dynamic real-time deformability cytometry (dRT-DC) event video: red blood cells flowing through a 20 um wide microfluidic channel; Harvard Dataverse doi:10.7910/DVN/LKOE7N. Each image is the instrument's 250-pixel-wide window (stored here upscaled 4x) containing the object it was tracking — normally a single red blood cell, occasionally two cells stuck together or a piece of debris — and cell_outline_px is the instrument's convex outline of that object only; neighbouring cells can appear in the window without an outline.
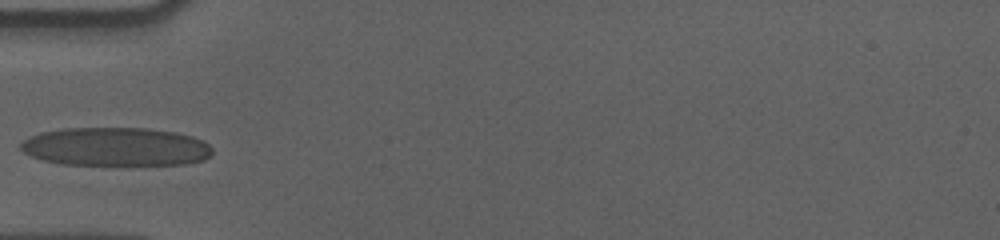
{"species": "human", "species_latin": "Homo sapiens", "temperature_condition": "cold", "stored_images_in_passage": 29, "camera_frame_rate_fps": 3000, "um_per_image_px": 0.085, "donor": {"sex": "male"}, "frame": {"image": 1, "passage_image": 1, "time_ms": 0.0, "image_size_px": [1000, 240], "cell_outline_px": [[212, 152], [204, 160], [188, 164], [116, 168], [64, 164], [44, 160], [32, 156], [24, 152], [20, 148], [20, 144], [28, 136], [40, 132], [64, 128], [148, 128], [176, 132], [192, 136], [204, 140], [212, 148]], "centroid_in_image_um": [9.87, 12.52], "position_along_channel_um": 75.1, "area_um2": 44.8}}
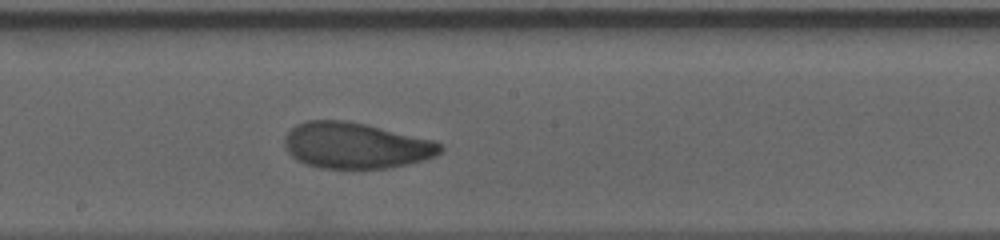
{"frame": {"image": 2, "passage_image": 13, "time_ms": 4.0, "image_size_px": [1000, 240], "cell_outline_px": [[444, 148], [436, 156], [424, 160], [408, 164], [388, 168], [320, 168], [296, 160], [288, 152], [284, 144], [284, 136], [296, 124], [308, 120], [344, 120], [368, 124], [436, 140], [444, 144]], "centroid_in_image_um": [30.28, 12.36], "position_along_channel_um": 217.9, "area_um2": 42.19}}
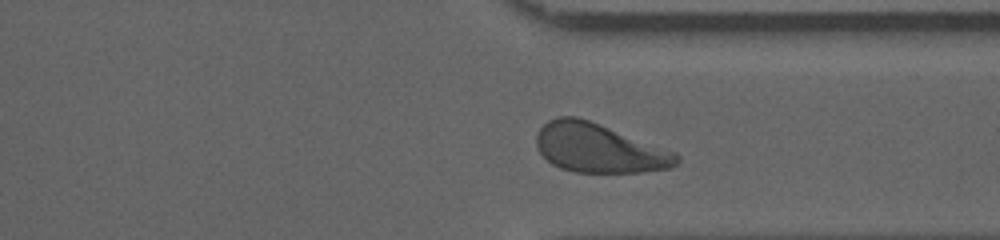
{"frame": {"image": 3, "passage_image": 25, "time_ms": 8.0, "image_size_px": [1000, 240], "cell_outline_px": [[680, 160], [676, 164], [668, 168], [640, 172], [572, 172], [560, 168], [552, 164], [536, 148], [536, 132], [548, 120], [556, 116], [576, 116], [600, 124], [676, 152], [680, 156]], "centroid_in_image_um": [50.88, 12.58], "position_along_channel_um": 360.5, "area_um2": 40.0}}